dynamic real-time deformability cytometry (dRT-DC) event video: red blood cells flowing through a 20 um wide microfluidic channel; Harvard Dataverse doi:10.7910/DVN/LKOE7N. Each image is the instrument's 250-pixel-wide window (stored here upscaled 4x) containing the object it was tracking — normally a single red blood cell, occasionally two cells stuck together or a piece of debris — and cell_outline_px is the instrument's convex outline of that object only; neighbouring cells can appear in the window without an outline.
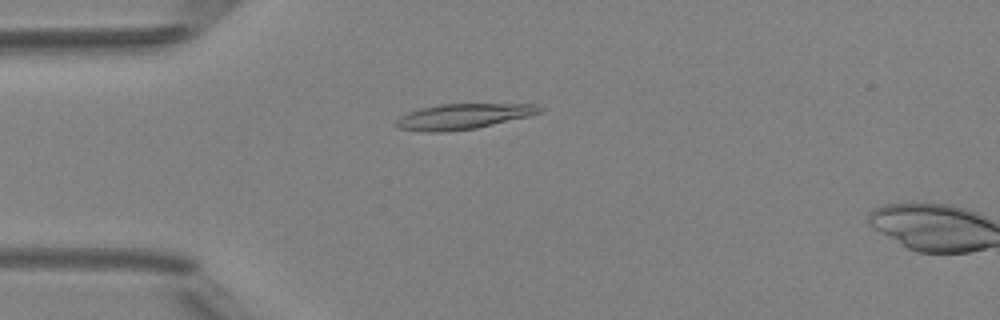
{"species": "Egyptian fruit bat (a non-hibernating species)", "species_latin": "Rousettus aegyptiacus", "temperature_condition": "room temperature", "stored_images_in_passage": 4, "camera_frame_rate_fps": 3000, "um_per_image_px": 0.085, "animal": {"sex": "female"}, "frame": {"image": 1, "passage_image": 3, "time_ms": 3.333, "image_size_px": [1000, 320], "cell_outline_px": [[548, 108], [544, 112], [528, 116], [476, 128], [444, 132], [424, 132], [400, 128], [396, 124], [396, 120], [400, 116], [408, 112], [420, 108], [440, 104], [536, 104]], "centroid_in_image_um": [39.42, 9.88], "position_along_channel_um": 45.6, "area_um2": 21.33}}